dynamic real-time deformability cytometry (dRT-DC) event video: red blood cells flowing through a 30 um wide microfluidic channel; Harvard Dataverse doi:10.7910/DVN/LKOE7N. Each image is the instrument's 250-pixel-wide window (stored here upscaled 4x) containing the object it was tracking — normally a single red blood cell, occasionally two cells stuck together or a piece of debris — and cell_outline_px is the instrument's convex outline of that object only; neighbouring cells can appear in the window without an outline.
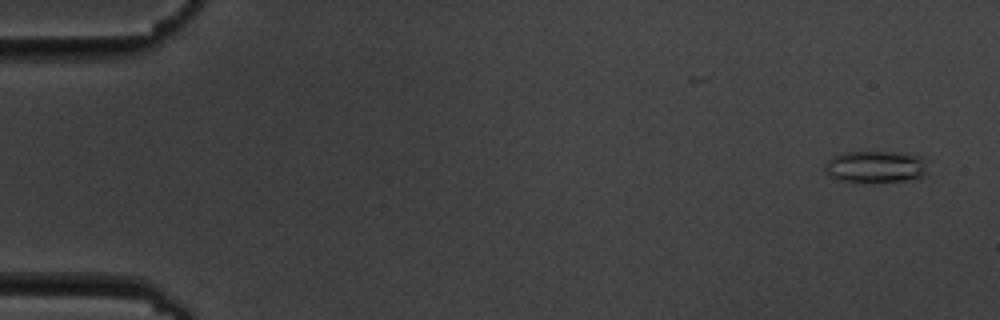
{"species": "common noctule bat (a hibernating species)", "species_latin": "Nyctalus noctula", "temperature_condition": "cold", "stored_images_in_passage": 6, "segment_of_instrument_passage": [2, 2], "camera_frame_rate_fps": 3000, "um_per_image_px": 0.085, "animal": {"sex": "male", "body_mass_g": 19.5, "forearm_length_mm": 54.6}, "frame": {"image": 1, "passage_image": 6, "time_ms": 6.333, "image_size_px": [1000, 320], "cell_outline_px": [[924, 176], [904, 180], [864, 184], [840, 180], [828, 176], [824, 172], [824, 168], [828, 160], [832, 156], [844, 152], [900, 152], [924, 156]], "centroid_in_image_um": [74.36, 14.19], "position_along_channel_um": 10.6, "area_um2": 19.48}}